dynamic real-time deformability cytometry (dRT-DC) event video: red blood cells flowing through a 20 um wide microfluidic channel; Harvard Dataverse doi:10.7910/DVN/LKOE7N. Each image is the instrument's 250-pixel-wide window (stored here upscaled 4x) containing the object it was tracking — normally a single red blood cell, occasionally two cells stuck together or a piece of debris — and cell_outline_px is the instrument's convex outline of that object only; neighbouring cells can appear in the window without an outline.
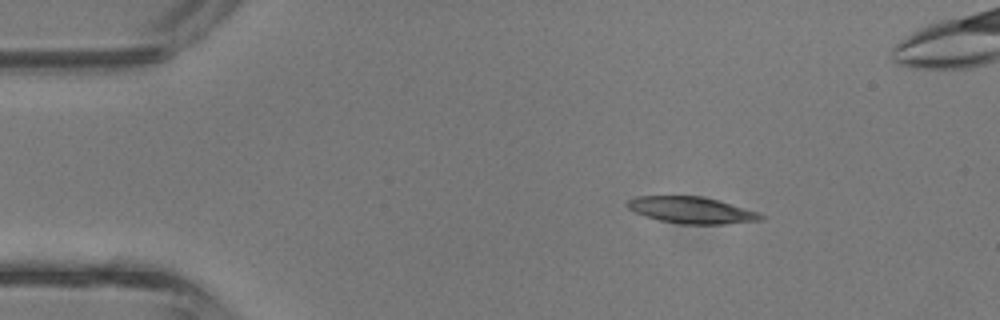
{"species": "common noctule bat (a hibernating species)", "species_latin": "Nyctalus noctula", "temperature_condition": "room temperature", "stored_images_in_passage": 3, "camera_frame_rate_fps": 3000, "um_per_image_px": 0.085, "animal": {"sex": "male", "body_mass_g": 13.3}, "frame": {"image": 1, "passage_image": 1, "time_ms": 0.0, "image_size_px": [1000, 320], "cell_outline_px": [[764, 220], [724, 224], [684, 224], [660, 220], [644, 216], [628, 208], [624, 204], [628, 200], [636, 196], [700, 196], [716, 200], [744, 208], [756, 212], [764, 216]], "centroid_in_image_um": [58.74, 17.86], "position_along_channel_um": 26.3, "area_um2": 20.4}}